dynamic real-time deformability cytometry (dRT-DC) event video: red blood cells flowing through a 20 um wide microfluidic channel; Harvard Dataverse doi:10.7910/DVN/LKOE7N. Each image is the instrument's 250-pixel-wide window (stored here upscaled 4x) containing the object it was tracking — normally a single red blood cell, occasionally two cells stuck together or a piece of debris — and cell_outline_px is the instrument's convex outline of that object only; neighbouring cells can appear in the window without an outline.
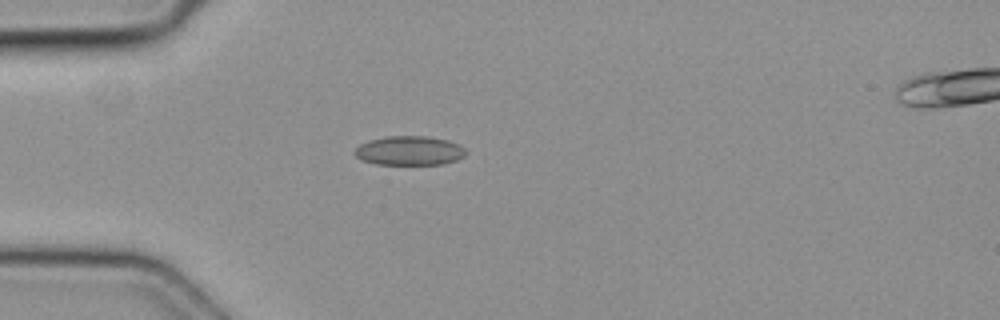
{"species": "common noctule bat (a hibernating species)", "species_latin": "Nyctalus noctula", "temperature_condition": "cold", "stored_images_in_passage": 4, "camera_frame_rate_fps": 3000, "um_per_image_px": 0.085, "animal": {"sex": "female", "body_mass_g": 19.3, "forearm_length_mm": 54.1}, "frame": {"image": 1, "passage_image": 3, "time_ms": 0.667, "image_size_px": [1000, 320], "cell_outline_px": [[468, 152], [464, 156], [456, 160], [444, 164], [376, 164], [364, 160], [356, 156], [352, 152], [360, 144], [368, 140], [384, 136], [428, 136], [448, 140], [460, 144]], "centroid_in_image_um": [34.82, 12.79], "position_along_channel_um": 50.2, "area_um2": 19.07}}